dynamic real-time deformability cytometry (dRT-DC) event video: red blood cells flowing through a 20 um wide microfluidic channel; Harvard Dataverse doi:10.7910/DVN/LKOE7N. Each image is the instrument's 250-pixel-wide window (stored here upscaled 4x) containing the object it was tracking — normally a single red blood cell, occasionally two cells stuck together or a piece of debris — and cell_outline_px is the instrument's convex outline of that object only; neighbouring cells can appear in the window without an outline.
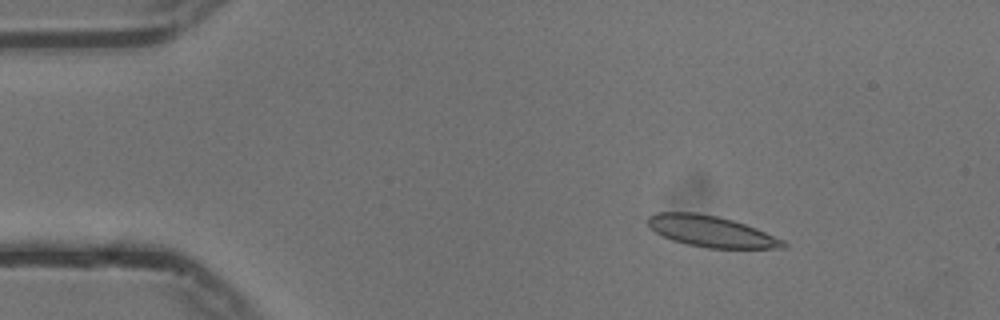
{"species": "common noctule bat (a hibernating species)", "species_latin": "Nyctalus noctula", "temperature_condition": "cold", "stored_images_in_passage": 48, "camera_frame_rate_fps": 3000, "um_per_image_px": 0.085, "animal": {"sex": "male", "body_mass_g": 13.3}, "frame": {"image": 1, "passage_image": 1, "time_ms": 0.0, "image_size_px": [1000, 320], "cell_outline_px": [[788, 248], [704, 248], [684, 244], [660, 236], [648, 224], [648, 216], [656, 212], [696, 212], [716, 216], [732, 220], [756, 228], [784, 240], [788, 244]], "centroid_in_image_um": [60.44, 19.68], "position_along_channel_um": 24.6, "area_um2": 24.68}}
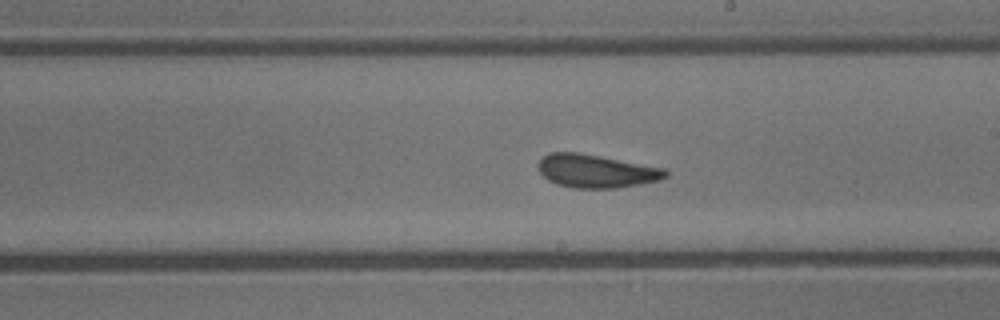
{"frame": {"image": 2, "passage_image": 24, "time_ms": 7.667, "image_size_px": [1000, 320], "cell_outline_px": [[668, 176], [660, 180], [640, 184], [616, 188], [572, 188], [556, 184], [548, 180], [536, 168], [536, 164], [548, 152], [580, 152], [664, 168], [668, 172]], "centroid_in_image_um": [50.64, 14.54], "position_along_channel_um": 238.4, "area_um2": 24.85}}
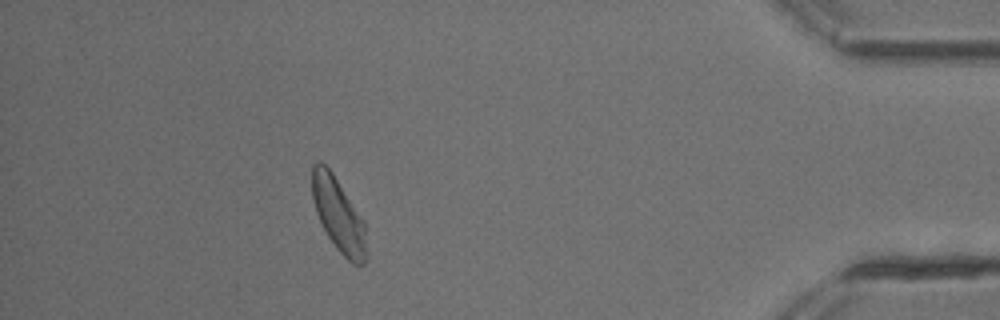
{"frame": {"image": 3, "passage_image": 42, "time_ms": 13.667, "image_size_px": [1000, 320], "cell_outline_px": [[368, 256], [364, 264], [352, 264], [336, 248], [328, 236], [316, 212], [312, 200], [312, 164], [316, 160], [320, 160], [332, 172], [364, 220], [368, 252]], "centroid_in_image_um": [28.79, 18.27], "position_along_channel_um": 406.4, "area_um2": 23.52}, "authors_computed_cell_mechanics": {"area_um2": 24.3627, "velocity_mm_per_s": 3.7093, "shape_relaxation_time_tau1_ms": 6.0482, "shape_relaxation_time_tau2_ms": 2.1601, "deformation_change_tau1": 0.1399, "deformation_change_tau2": 0.0879}}